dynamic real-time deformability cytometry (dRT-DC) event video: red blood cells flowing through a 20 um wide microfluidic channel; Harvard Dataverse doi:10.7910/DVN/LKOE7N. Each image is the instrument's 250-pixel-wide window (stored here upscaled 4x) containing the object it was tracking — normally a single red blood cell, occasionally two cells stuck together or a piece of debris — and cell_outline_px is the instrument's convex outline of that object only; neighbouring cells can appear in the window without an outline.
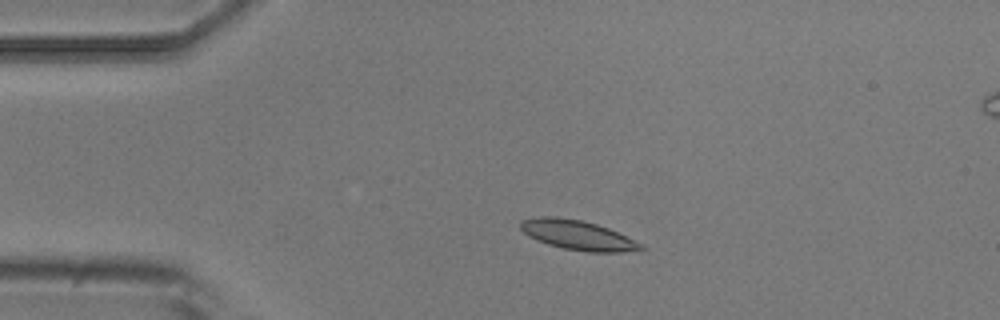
{"species": "common noctule bat (a hibernating species)", "species_latin": "Nyctalus noctula", "temperature_condition": "room temperature", "stored_images_in_passage": 6, "camera_frame_rate_fps": 3000, "um_per_image_px": 0.085, "animal": {"sex": "male", "body_mass_g": 20.5, "forearm_length_mm": 52.5}, "frame": {"image": 1, "passage_image": 3, "time_ms": 2.333, "image_size_px": [1000, 320], "cell_outline_px": [[648, 248], [620, 252], [588, 252], [564, 248], [548, 244], [536, 240], [528, 236], [520, 228], [520, 220], [540, 216], [556, 216], [580, 220], [596, 224], [608, 228], [644, 244]], "centroid_in_image_um": [49.1, 19.98], "position_along_channel_um": 35.9, "area_um2": 20.75}}
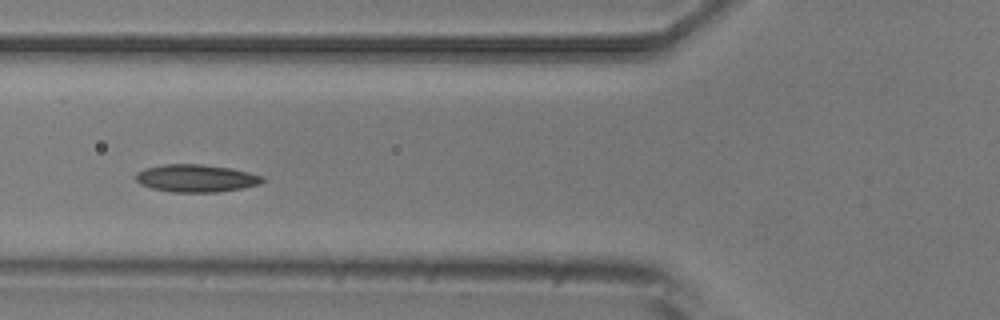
{"frame": {"image": 2, "passage_image": 5, "time_ms": 5.333, "image_size_px": [1000, 320], "cell_outline_px": [[264, 180], [260, 184], [220, 192], [172, 192], [152, 188], [140, 184], [136, 180], [136, 172], [144, 168], [164, 164], [204, 164], [228, 168], [248, 172], [264, 176]], "centroid_in_image_um": [16.65, 15.15], "position_along_channel_um": 109.2, "area_um2": 20.35}}
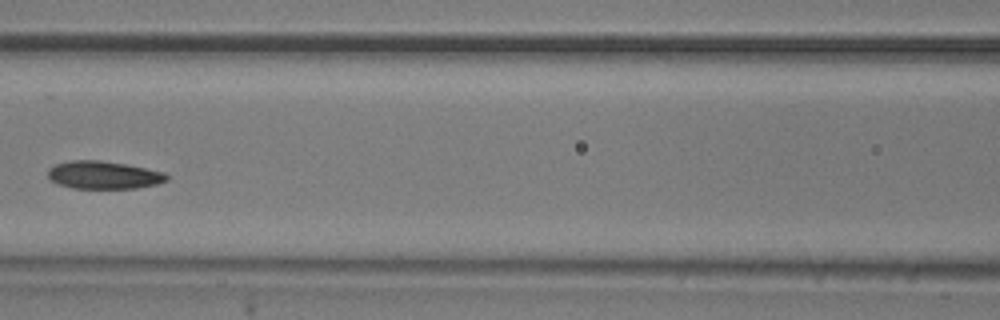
{"frame": {"image": 3, "passage_image": 6, "time_ms": 6.667, "image_size_px": [1000, 320], "cell_outline_px": [[168, 180], [156, 184], [136, 188], [72, 188], [60, 184], [52, 180], [48, 176], [48, 168], [56, 164], [72, 160], [100, 160], [124, 164], [164, 172], [168, 176]], "centroid_in_image_um": [8.8, 14.87], "position_along_channel_um": 157.8, "area_um2": 19.02}}